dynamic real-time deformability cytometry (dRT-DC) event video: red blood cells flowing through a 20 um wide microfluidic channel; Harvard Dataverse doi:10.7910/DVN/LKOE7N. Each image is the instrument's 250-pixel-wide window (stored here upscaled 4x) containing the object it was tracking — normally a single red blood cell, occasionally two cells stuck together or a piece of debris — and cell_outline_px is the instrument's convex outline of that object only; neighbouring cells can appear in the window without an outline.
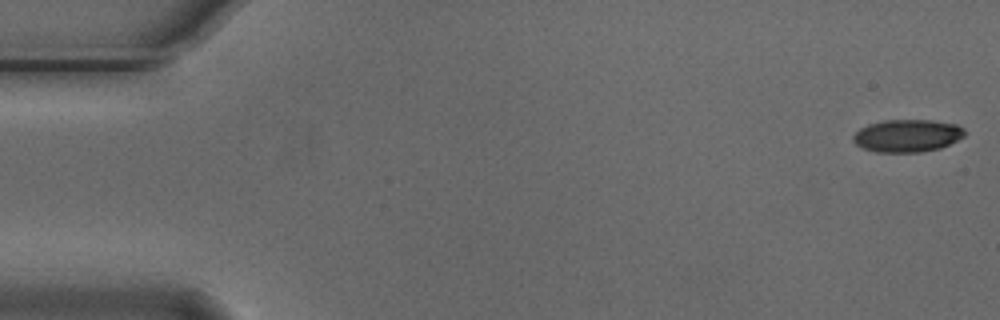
{"species": "Egyptian fruit bat (a non-hibernating species)", "species_latin": "Rousettus aegyptiacus", "temperature_condition": "cold", "stored_images_in_passage": 4, "camera_frame_rate_fps": 3000, "um_per_image_px": 0.085, "animal": {"sex": "male"}, "frame": {"image": 1, "passage_image": 1, "time_ms": 0.0, "image_size_px": [1000, 320], "cell_outline_px": [[964, 136], [940, 148], [920, 152], [876, 152], [864, 148], [856, 144], [852, 140], [852, 136], [860, 128], [868, 124], [884, 120], [932, 120], [956, 124], [964, 128]], "centroid_in_image_um": [77.1, 11.53], "position_along_channel_um": 7.9, "area_um2": 21.1}}
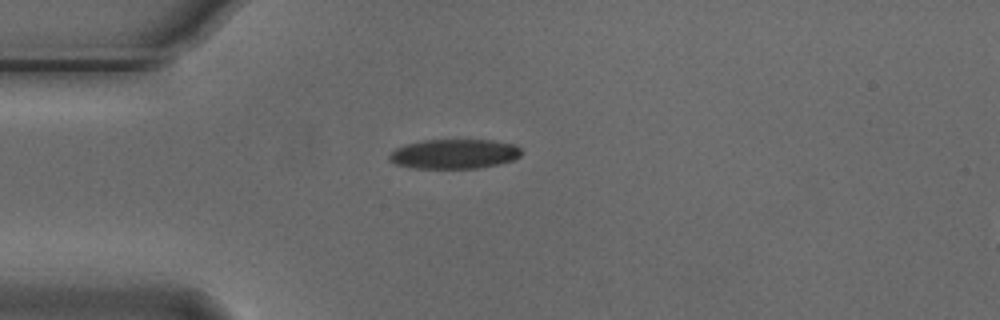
{"frame": {"image": 2, "passage_image": 4, "time_ms": 1.0, "image_size_px": [1000, 320], "cell_outline_px": [[520, 156], [512, 160], [500, 164], [476, 168], [412, 168], [396, 164], [388, 160], [388, 156], [396, 148], [408, 144], [424, 140], [492, 140], [516, 144], [520, 148]], "centroid_in_image_um": [38.62, 13.08], "position_along_channel_um": 46.4, "area_um2": 22.72}}